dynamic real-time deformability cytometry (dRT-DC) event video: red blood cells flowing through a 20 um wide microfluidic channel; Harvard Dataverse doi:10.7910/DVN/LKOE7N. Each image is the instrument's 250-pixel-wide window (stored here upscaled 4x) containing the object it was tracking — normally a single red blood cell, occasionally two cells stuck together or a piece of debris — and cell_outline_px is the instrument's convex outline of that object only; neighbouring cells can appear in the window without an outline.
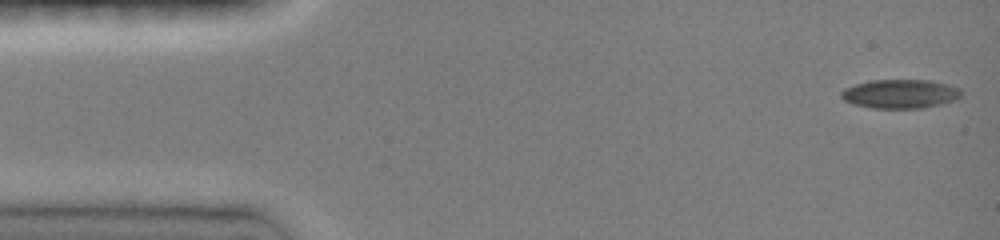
{"species": "common noctule bat (a hibernating species)", "species_latin": "Nyctalus noctula", "temperature_condition": "room temperature", "stored_images_in_passage": 44, "camera_frame_rate_fps": 3000, "um_per_image_px": 0.085, "animal": {"sex": "female", "body_mass_g": 19.0, "forearm_length_mm": 51.5}, "frame": {"image": 1, "passage_image": 1, "time_ms": 0.0, "image_size_px": [1000, 240], "cell_outline_px": [[960, 96], [956, 100], [940, 104], [920, 108], [872, 108], [852, 104], [844, 100], [840, 96], [840, 92], [844, 88], [856, 84], [872, 80], [928, 80], [948, 84], [960, 88]], "centroid_in_image_um": [76.49, 7.98], "position_along_channel_um": 8.5, "area_um2": 20.23}}
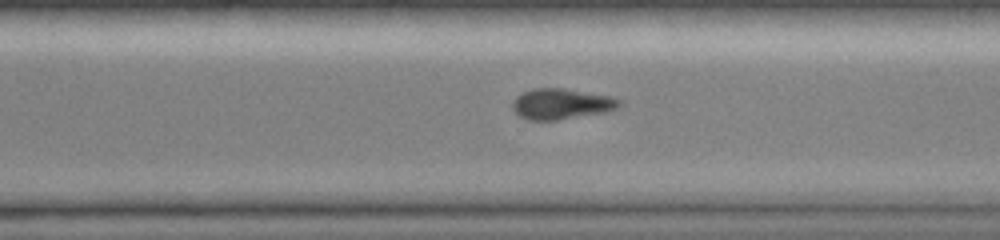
{"frame": {"image": 2, "passage_image": 32, "time_ms": 10.333, "image_size_px": [1000, 240], "cell_outline_px": [[624, 104], [620, 108], [608, 112], [556, 120], [528, 120], [520, 116], [512, 108], [512, 104], [516, 96], [532, 88], [564, 88], [612, 96], [620, 100]], "centroid_in_image_um": [47.78, 8.83], "position_along_channel_um": 322.8, "area_um2": 19.36}}
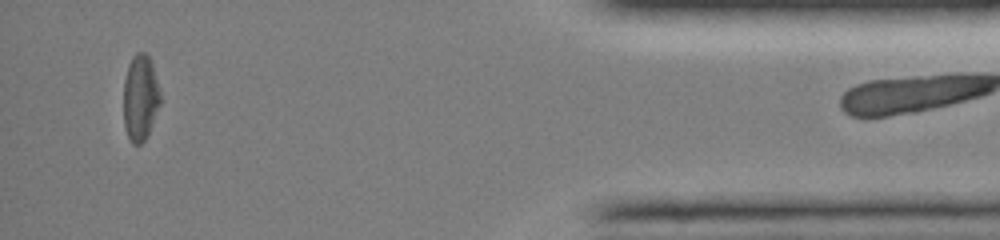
{"frame": {"image": 3, "passage_image": 43, "time_ms": 14.0, "image_size_px": [1000, 240], "cell_outline_px": [[160, 104], [148, 132], [144, 140], [140, 144], [132, 144], [128, 136], [124, 124], [124, 80], [128, 64], [132, 56], [136, 52], [144, 52], [152, 60], [160, 92]], "centroid_in_image_um": [11.92, 8.25], "position_along_channel_um": 423.3, "area_um2": 18.38}}